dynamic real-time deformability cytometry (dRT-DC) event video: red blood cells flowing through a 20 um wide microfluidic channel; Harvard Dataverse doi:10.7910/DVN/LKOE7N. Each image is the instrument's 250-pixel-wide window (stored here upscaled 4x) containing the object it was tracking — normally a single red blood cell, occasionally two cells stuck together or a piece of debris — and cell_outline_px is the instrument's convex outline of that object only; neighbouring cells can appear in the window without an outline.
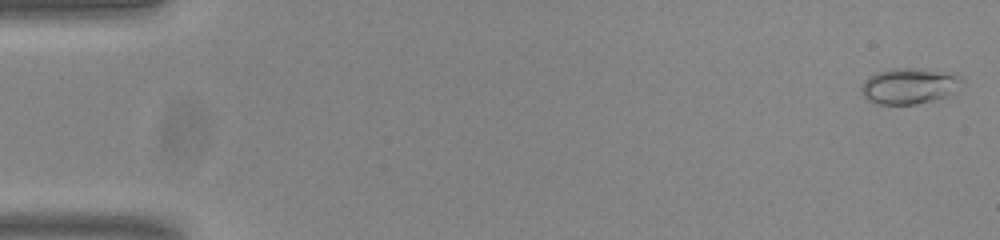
{"species": "common noctule bat (a hibernating species)", "species_latin": "Nyctalus noctula", "temperature_condition": "room temperature", "stored_images_in_passage": 54, "camera_frame_rate_fps": 3000, "um_per_image_px": 0.085, "animal": {"sex": "male", "body_mass_g": 20.0, "forearm_length_mm": 53.3}, "frame": {"image": 1, "passage_image": 1, "time_ms": 0.0, "image_size_px": [1000, 240], "cell_outline_px": [[964, 80], [956, 92], [948, 96], [916, 104], [880, 104], [868, 100], [860, 92], [860, 88], [864, 80], [868, 76], [876, 72], [892, 68], [924, 68], [956, 72]], "centroid_in_image_um": [77.33, 7.28], "position_along_channel_um": 7.7, "area_um2": 21.62}}
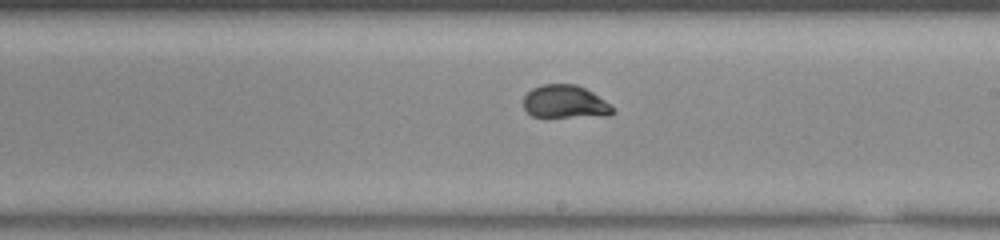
{"frame": {"image": 2, "passage_image": 31, "time_ms": 10.0, "image_size_px": [1000, 240], "cell_outline_px": [[616, 112], [608, 116], [532, 116], [524, 108], [524, 96], [532, 88], [540, 84], [576, 84], [592, 92], [604, 100]], "centroid_in_image_um": [48.02, 8.64], "position_along_channel_um": 241.0, "area_um2": 16.94}}
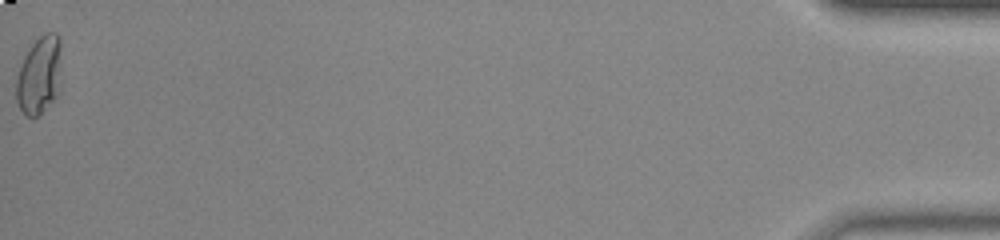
{"frame": {"image": 3, "passage_image": 54, "time_ms": 17.667, "image_size_px": [1000, 240], "cell_outline_px": [[60, 48], [56, 96], [32, 120], [20, 108], [16, 100], [16, 80], [24, 56], [32, 44], [40, 36], [48, 32], [56, 32], [60, 36]], "centroid_in_image_um": [3.3, 6.36], "position_along_channel_um": 431.9, "area_um2": 19.77}}